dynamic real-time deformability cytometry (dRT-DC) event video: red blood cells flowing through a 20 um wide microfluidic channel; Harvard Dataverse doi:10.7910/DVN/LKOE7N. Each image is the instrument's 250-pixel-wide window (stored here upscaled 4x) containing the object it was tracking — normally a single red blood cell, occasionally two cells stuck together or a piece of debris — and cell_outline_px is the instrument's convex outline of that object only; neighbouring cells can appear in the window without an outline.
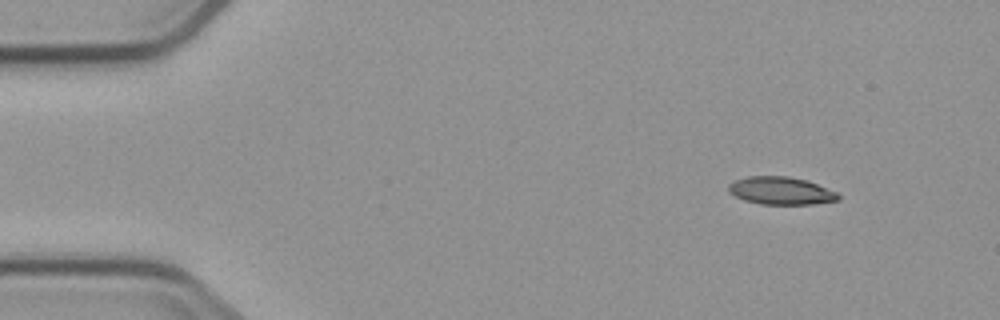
{"species": "common noctule bat (a hibernating species)", "species_latin": "Nyctalus noctula", "temperature_condition": "cold", "stored_images_in_passage": 5, "camera_frame_rate_fps": 3000, "um_per_image_px": 0.085, "animal": {"sex": "male", "body_mass_g": 23.1, "forearm_length_mm": 52.7}, "frame": {"image": 1, "passage_image": 1, "time_ms": 0.0, "image_size_px": [1000, 320], "cell_outline_px": [[840, 200], [812, 204], [760, 204], [744, 200], [728, 192], [728, 184], [736, 180], [748, 176], [788, 176], [808, 180], [836, 192], [840, 196]], "centroid_in_image_um": [66.38, 16.21], "position_along_channel_um": 18.6, "area_um2": 17.74}}
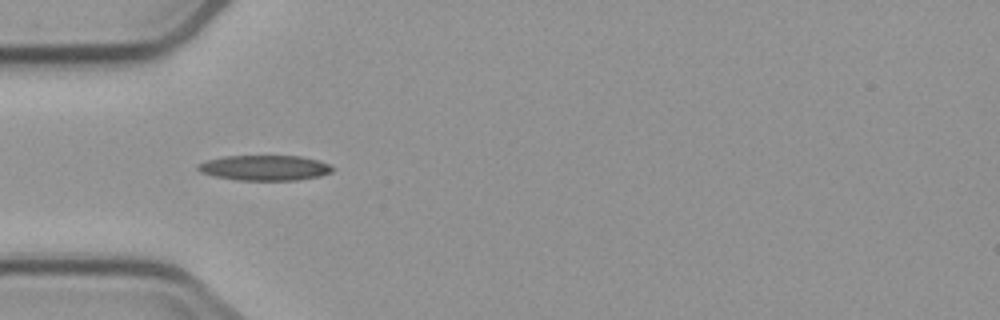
{"frame": {"image": 2, "passage_image": 4, "time_ms": 3.667, "image_size_px": [1000, 320], "cell_outline_px": [[336, 168], [332, 172], [320, 176], [296, 180], [236, 180], [216, 176], [200, 172], [196, 168], [196, 164], [208, 160], [224, 156], [300, 156], [320, 160]], "centroid_in_image_um": [22.52, 14.26], "position_along_channel_um": 62.5, "area_um2": 19.88}}
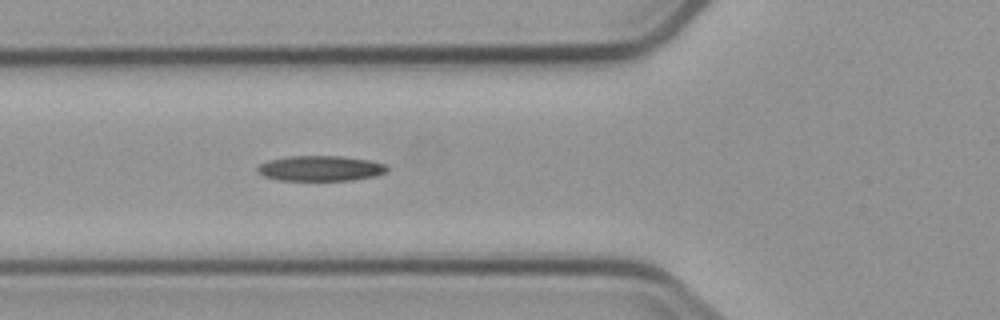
{"frame": {"image": 3, "passage_image": 5, "time_ms": 4.667, "image_size_px": [1000, 320], "cell_outline_px": [[388, 168], [384, 172], [376, 176], [352, 180], [280, 180], [264, 176], [256, 168], [260, 164], [268, 160], [284, 156], [344, 156], [368, 160], [384, 164]], "centroid_in_image_um": [27.22, 14.3], "position_along_channel_um": 98.6, "area_um2": 19.02}}